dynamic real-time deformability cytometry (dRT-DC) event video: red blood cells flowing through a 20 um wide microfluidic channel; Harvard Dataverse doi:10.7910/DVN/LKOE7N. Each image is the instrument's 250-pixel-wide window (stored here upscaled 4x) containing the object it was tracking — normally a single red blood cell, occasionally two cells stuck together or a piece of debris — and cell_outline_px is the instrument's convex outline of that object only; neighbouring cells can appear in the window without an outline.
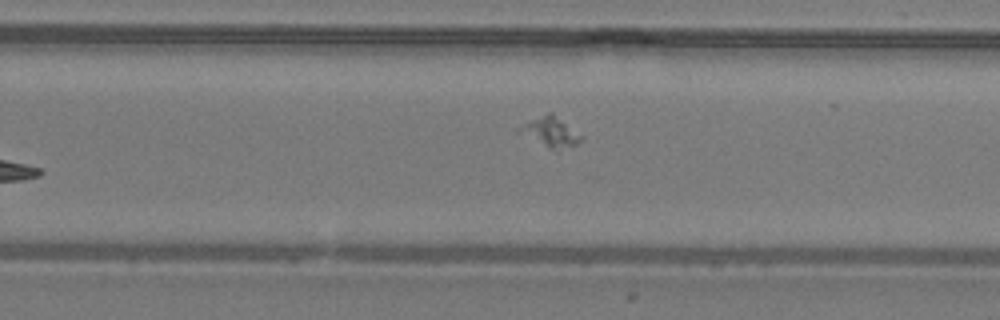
{"species": "common noctule bat (a hibernating species)", "species_latin": "Nyctalus noctula", "temperature_condition": "warm", "stored_images_in_passage": 26, "camera_frame_rate_fps": 3000, "um_per_image_px": 0.085, "animal": {"sex": "male", "body_mass_g": 19.2, "forearm_length_mm": 51.8}, "frame": {"image": 1, "passage_image": 15, "time_ms": 4.667, "image_size_px": [1000, 320], "cell_outline_px": [[584, 140], [576, 144], [552, 148], [548, 148], [516, 132], [528, 120], [548, 112], [552, 112], [584, 136]], "centroid_in_image_um": [46.79, 11.17], "position_along_channel_um": 283.0, "area_um2": 10.58}}